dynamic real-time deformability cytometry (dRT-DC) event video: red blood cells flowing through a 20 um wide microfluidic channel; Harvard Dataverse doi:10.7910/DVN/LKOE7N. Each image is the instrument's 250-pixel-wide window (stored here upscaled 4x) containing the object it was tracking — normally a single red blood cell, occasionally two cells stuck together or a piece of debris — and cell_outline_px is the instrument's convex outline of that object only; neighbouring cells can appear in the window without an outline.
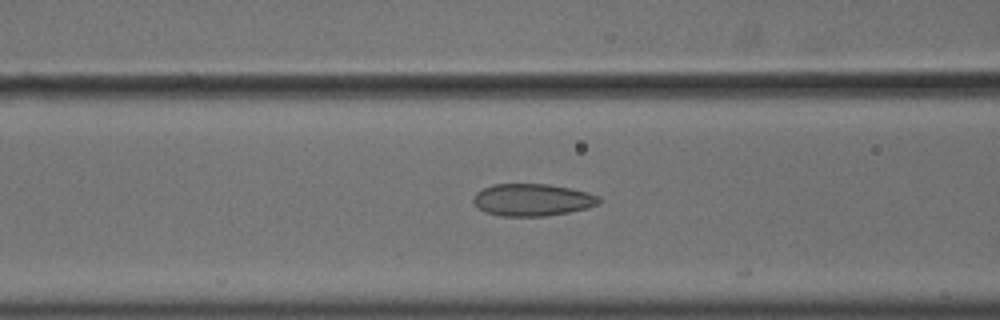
{"species": "common noctule bat (a hibernating species)", "species_latin": "Nyctalus noctula", "temperature_condition": "cold", "stored_images_in_passage": 25, "camera_frame_rate_fps": 3000, "um_per_image_px": 0.085, "animal": {"sex": "male", "body_mass_g": 18.8}, "frame": {"image": 1, "passage_image": 24, "time_ms": 7.667, "image_size_px": [1000, 320], "cell_outline_px": [[600, 204], [588, 208], [568, 212], [544, 216], [500, 216], [484, 212], [472, 200], [476, 192], [492, 184], [548, 184], [572, 188], [588, 192], [600, 196]], "centroid_in_image_um": [45.28, 16.98], "position_along_channel_um": 121.3, "area_um2": 23.7}}